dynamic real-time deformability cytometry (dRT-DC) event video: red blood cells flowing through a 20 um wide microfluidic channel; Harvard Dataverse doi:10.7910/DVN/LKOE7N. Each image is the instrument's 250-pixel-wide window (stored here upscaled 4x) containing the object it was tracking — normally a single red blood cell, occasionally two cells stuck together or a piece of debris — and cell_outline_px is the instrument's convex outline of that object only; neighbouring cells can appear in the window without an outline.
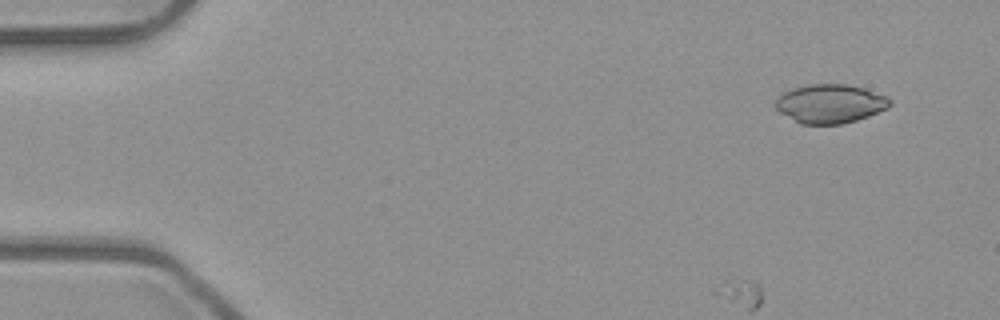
{"species": "common noctule bat (a hibernating species)", "species_latin": "Nyctalus noctula", "temperature_condition": "room temperature", "stored_images_in_passage": 10, "camera_frame_rate_fps": 3000, "um_per_image_px": 0.085, "animal": {"sex": "male", "body_mass_g": 23.1, "forearm_length_mm": 52.7}, "frame": {"image": 1, "passage_image": 1, "time_ms": 0.0, "image_size_px": [1000, 320], "cell_outline_px": [[892, 104], [888, 108], [868, 116], [856, 120], [840, 124], [800, 124], [780, 112], [776, 108], [776, 100], [784, 92], [792, 88], [808, 84], [844, 84], [864, 88], [888, 96], [892, 100]], "centroid_in_image_um": [70.59, 8.81], "position_along_channel_um": 14.4, "area_um2": 25.89}}
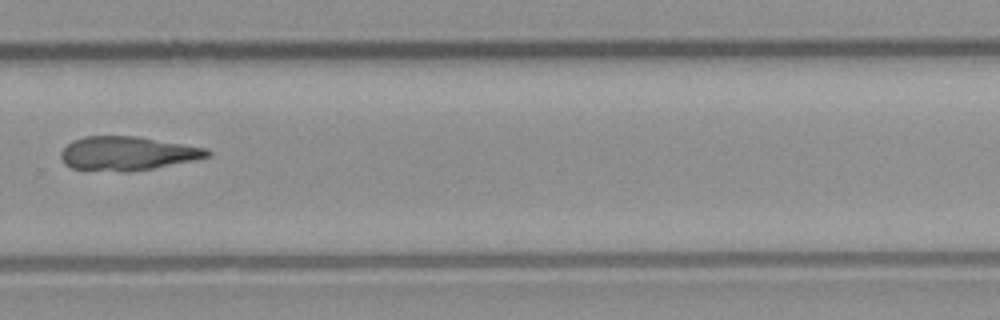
{"frame": {"image": 2, "passage_image": 10, "time_ms": 3.0, "image_size_px": [1000, 320], "cell_outline_px": [[212, 152], [208, 156], [196, 160], [152, 168], [128, 172], [124, 172], [72, 168], [64, 164], [60, 156], [60, 152], [72, 140], [84, 136], [136, 136], [208, 148]], "centroid_in_image_um": [10.82, 13.04], "position_along_channel_um": 319.0, "area_um2": 28.9}}